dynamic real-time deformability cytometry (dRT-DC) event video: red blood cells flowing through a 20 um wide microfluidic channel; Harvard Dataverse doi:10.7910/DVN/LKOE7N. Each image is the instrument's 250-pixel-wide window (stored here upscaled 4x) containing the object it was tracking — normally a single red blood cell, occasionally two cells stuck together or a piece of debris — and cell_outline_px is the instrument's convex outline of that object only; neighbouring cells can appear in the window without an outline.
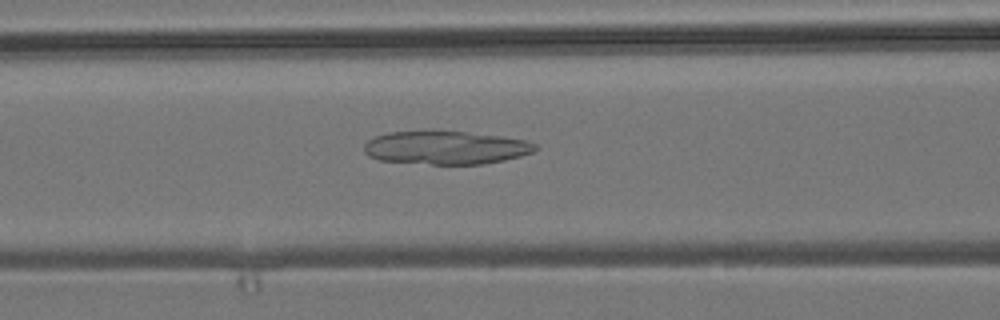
{"species": "common noctule bat (a hibernating species)", "species_latin": "Nyctalus noctula", "temperature_condition": "room temperature", "stored_images_in_passage": 53, "camera_frame_rate_fps": 3000, "um_per_image_px": 0.085, "animal": {"sex": "male", "body_mass_g": 19.2, "forearm_length_mm": 51.8}, "frame": {"image": 1, "passage_image": 22, "time_ms": 7.0, "image_size_px": [1000, 320], "cell_outline_px": [[540, 148], [532, 152], [520, 156], [504, 160], [484, 164], [432, 164], [380, 160], [368, 156], [364, 152], [364, 144], [368, 140], [376, 136], [388, 132], [424, 128], [428, 128], [500, 136], [528, 140], [536, 144]], "centroid_in_image_um": [37.86, 12.51], "position_along_channel_um": 128.7, "area_um2": 34.1}}
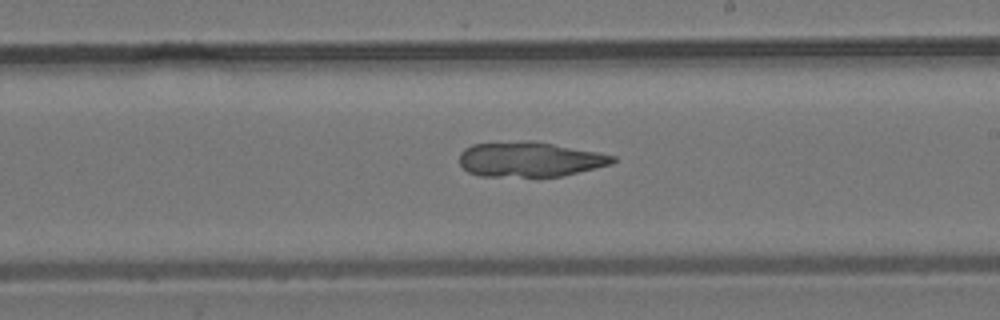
{"frame": {"image": 2, "passage_image": 31, "time_ms": 10.0, "image_size_px": [1000, 320], "cell_outline_px": [[616, 160], [612, 164], [560, 176], [480, 176], [468, 172], [460, 164], [460, 152], [464, 148], [472, 144], [524, 140], [532, 140], [600, 152], [616, 156]], "centroid_in_image_um": [45.03, 13.53], "position_along_channel_um": 244.0, "area_um2": 31.33}}
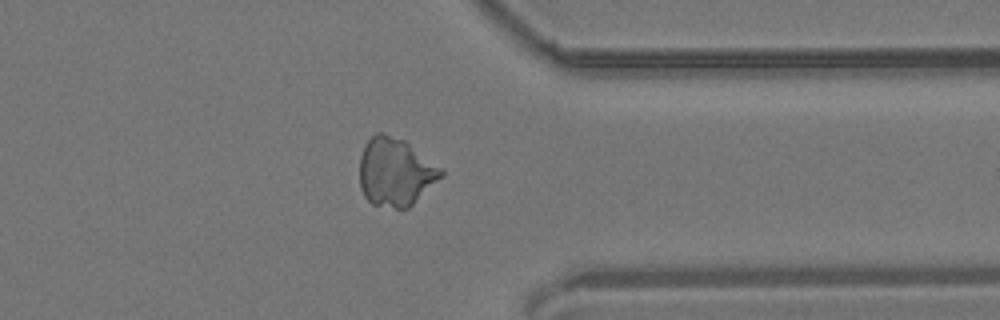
{"frame": {"image": 3, "passage_image": 42, "time_ms": 13.667, "image_size_px": [1000, 320], "cell_outline_px": [[444, 176], [408, 208], [396, 208], [372, 204], [364, 196], [360, 188], [360, 156], [364, 144], [376, 132], [380, 132], [404, 140], [440, 168], [444, 172]], "centroid_in_image_um": [33.59, 14.63], "position_along_channel_um": 377.8, "area_um2": 32.14}}